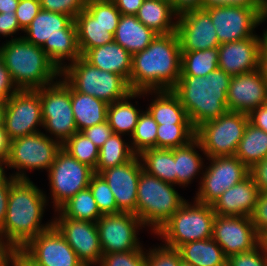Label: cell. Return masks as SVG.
<instances>
[{"mask_svg": "<svg viewBox=\"0 0 267 266\" xmlns=\"http://www.w3.org/2000/svg\"><path fill=\"white\" fill-rule=\"evenodd\" d=\"M19 251L36 266H84L54 225L30 239Z\"/></svg>", "mask_w": 267, "mask_h": 266, "instance_id": "cell-16", "label": "cell"}, {"mask_svg": "<svg viewBox=\"0 0 267 266\" xmlns=\"http://www.w3.org/2000/svg\"><path fill=\"white\" fill-rule=\"evenodd\" d=\"M176 33L181 51L206 50L220 45L210 14L202 8L179 15Z\"/></svg>", "mask_w": 267, "mask_h": 266, "instance_id": "cell-21", "label": "cell"}, {"mask_svg": "<svg viewBox=\"0 0 267 266\" xmlns=\"http://www.w3.org/2000/svg\"><path fill=\"white\" fill-rule=\"evenodd\" d=\"M16 251L17 250L0 234V266H9L10 259Z\"/></svg>", "mask_w": 267, "mask_h": 266, "instance_id": "cell-59", "label": "cell"}, {"mask_svg": "<svg viewBox=\"0 0 267 266\" xmlns=\"http://www.w3.org/2000/svg\"><path fill=\"white\" fill-rule=\"evenodd\" d=\"M87 0H40L41 9L62 13L73 19L85 9Z\"/></svg>", "mask_w": 267, "mask_h": 266, "instance_id": "cell-46", "label": "cell"}, {"mask_svg": "<svg viewBox=\"0 0 267 266\" xmlns=\"http://www.w3.org/2000/svg\"><path fill=\"white\" fill-rule=\"evenodd\" d=\"M142 169V162L139 156L135 155L130 161L99 173L113 192L117 213L136 215L137 188Z\"/></svg>", "mask_w": 267, "mask_h": 266, "instance_id": "cell-20", "label": "cell"}, {"mask_svg": "<svg viewBox=\"0 0 267 266\" xmlns=\"http://www.w3.org/2000/svg\"><path fill=\"white\" fill-rule=\"evenodd\" d=\"M221 6L267 9V0H203L202 2V9H211Z\"/></svg>", "mask_w": 267, "mask_h": 266, "instance_id": "cell-50", "label": "cell"}, {"mask_svg": "<svg viewBox=\"0 0 267 266\" xmlns=\"http://www.w3.org/2000/svg\"><path fill=\"white\" fill-rule=\"evenodd\" d=\"M267 104V82L260 70L231 77L227 93V109L250 114Z\"/></svg>", "mask_w": 267, "mask_h": 266, "instance_id": "cell-22", "label": "cell"}, {"mask_svg": "<svg viewBox=\"0 0 267 266\" xmlns=\"http://www.w3.org/2000/svg\"><path fill=\"white\" fill-rule=\"evenodd\" d=\"M99 266H146V251L138 250L103 254Z\"/></svg>", "mask_w": 267, "mask_h": 266, "instance_id": "cell-44", "label": "cell"}, {"mask_svg": "<svg viewBox=\"0 0 267 266\" xmlns=\"http://www.w3.org/2000/svg\"><path fill=\"white\" fill-rule=\"evenodd\" d=\"M121 14L136 15L144 0H112Z\"/></svg>", "mask_w": 267, "mask_h": 266, "instance_id": "cell-58", "label": "cell"}, {"mask_svg": "<svg viewBox=\"0 0 267 266\" xmlns=\"http://www.w3.org/2000/svg\"><path fill=\"white\" fill-rule=\"evenodd\" d=\"M157 35L139 21L136 15L121 14L113 36L117 44L133 55L149 46Z\"/></svg>", "mask_w": 267, "mask_h": 266, "instance_id": "cell-27", "label": "cell"}, {"mask_svg": "<svg viewBox=\"0 0 267 266\" xmlns=\"http://www.w3.org/2000/svg\"><path fill=\"white\" fill-rule=\"evenodd\" d=\"M261 250V251H260ZM228 266H267V256L259 245L248 252L231 255L227 258Z\"/></svg>", "mask_w": 267, "mask_h": 266, "instance_id": "cell-47", "label": "cell"}, {"mask_svg": "<svg viewBox=\"0 0 267 266\" xmlns=\"http://www.w3.org/2000/svg\"><path fill=\"white\" fill-rule=\"evenodd\" d=\"M24 32L22 37L40 46L60 71L64 60L72 63L82 56L75 21L68 15L41 9Z\"/></svg>", "mask_w": 267, "mask_h": 266, "instance_id": "cell-4", "label": "cell"}, {"mask_svg": "<svg viewBox=\"0 0 267 266\" xmlns=\"http://www.w3.org/2000/svg\"><path fill=\"white\" fill-rule=\"evenodd\" d=\"M259 194L255 182L249 175L222 193L211 206L216 215L251 216Z\"/></svg>", "mask_w": 267, "mask_h": 266, "instance_id": "cell-24", "label": "cell"}, {"mask_svg": "<svg viewBox=\"0 0 267 266\" xmlns=\"http://www.w3.org/2000/svg\"><path fill=\"white\" fill-rule=\"evenodd\" d=\"M62 149L80 163L96 169L99 157V148L83 133L76 132L63 145Z\"/></svg>", "mask_w": 267, "mask_h": 266, "instance_id": "cell-41", "label": "cell"}, {"mask_svg": "<svg viewBox=\"0 0 267 266\" xmlns=\"http://www.w3.org/2000/svg\"><path fill=\"white\" fill-rule=\"evenodd\" d=\"M195 133L192 124L158 125L156 148L174 149L186 145L195 138Z\"/></svg>", "mask_w": 267, "mask_h": 266, "instance_id": "cell-39", "label": "cell"}, {"mask_svg": "<svg viewBox=\"0 0 267 266\" xmlns=\"http://www.w3.org/2000/svg\"><path fill=\"white\" fill-rule=\"evenodd\" d=\"M5 43L0 46V56L19 90H36L61 77V71L40 46L22 36Z\"/></svg>", "mask_w": 267, "mask_h": 266, "instance_id": "cell-5", "label": "cell"}, {"mask_svg": "<svg viewBox=\"0 0 267 266\" xmlns=\"http://www.w3.org/2000/svg\"><path fill=\"white\" fill-rule=\"evenodd\" d=\"M173 10L179 16L191 10L202 8L203 0H169Z\"/></svg>", "mask_w": 267, "mask_h": 266, "instance_id": "cell-56", "label": "cell"}, {"mask_svg": "<svg viewBox=\"0 0 267 266\" xmlns=\"http://www.w3.org/2000/svg\"><path fill=\"white\" fill-rule=\"evenodd\" d=\"M249 122L248 114L227 111L196 128L195 137L206 158L233 156Z\"/></svg>", "mask_w": 267, "mask_h": 266, "instance_id": "cell-10", "label": "cell"}, {"mask_svg": "<svg viewBox=\"0 0 267 266\" xmlns=\"http://www.w3.org/2000/svg\"><path fill=\"white\" fill-rule=\"evenodd\" d=\"M248 116L251 124L267 132V104L258 107Z\"/></svg>", "mask_w": 267, "mask_h": 266, "instance_id": "cell-57", "label": "cell"}, {"mask_svg": "<svg viewBox=\"0 0 267 266\" xmlns=\"http://www.w3.org/2000/svg\"><path fill=\"white\" fill-rule=\"evenodd\" d=\"M89 188L102 215L117 213L113 192L100 174L94 173L92 175Z\"/></svg>", "mask_w": 267, "mask_h": 266, "instance_id": "cell-42", "label": "cell"}, {"mask_svg": "<svg viewBox=\"0 0 267 266\" xmlns=\"http://www.w3.org/2000/svg\"><path fill=\"white\" fill-rule=\"evenodd\" d=\"M55 218H71L97 222L102 216L89 187L80 190L57 210Z\"/></svg>", "mask_w": 267, "mask_h": 266, "instance_id": "cell-36", "label": "cell"}, {"mask_svg": "<svg viewBox=\"0 0 267 266\" xmlns=\"http://www.w3.org/2000/svg\"><path fill=\"white\" fill-rule=\"evenodd\" d=\"M122 135L113 133L99 149V157L94 173L122 165L130 161L136 154L132 151L130 142H125Z\"/></svg>", "mask_w": 267, "mask_h": 266, "instance_id": "cell-37", "label": "cell"}, {"mask_svg": "<svg viewBox=\"0 0 267 266\" xmlns=\"http://www.w3.org/2000/svg\"><path fill=\"white\" fill-rule=\"evenodd\" d=\"M181 52L180 76H206L218 68V47Z\"/></svg>", "mask_w": 267, "mask_h": 266, "instance_id": "cell-38", "label": "cell"}, {"mask_svg": "<svg viewBox=\"0 0 267 266\" xmlns=\"http://www.w3.org/2000/svg\"><path fill=\"white\" fill-rule=\"evenodd\" d=\"M205 10L210 14L220 44L258 36L254 29L267 19V9L221 6Z\"/></svg>", "mask_w": 267, "mask_h": 266, "instance_id": "cell-14", "label": "cell"}, {"mask_svg": "<svg viewBox=\"0 0 267 266\" xmlns=\"http://www.w3.org/2000/svg\"><path fill=\"white\" fill-rule=\"evenodd\" d=\"M6 106H7V101L0 100V127H4Z\"/></svg>", "mask_w": 267, "mask_h": 266, "instance_id": "cell-64", "label": "cell"}, {"mask_svg": "<svg viewBox=\"0 0 267 266\" xmlns=\"http://www.w3.org/2000/svg\"><path fill=\"white\" fill-rule=\"evenodd\" d=\"M215 212L211 205L186 201L155 233L166 247L178 249L189 242L212 238Z\"/></svg>", "mask_w": 267, "mask_h": 266, "instance_id": "cell-8", "label": "cell"}, {"mask_svg": "<svg viewBox=\"0 0 267 266\" xmlns=\"http://www.w3.org/2000/svg\"><path fill=\"white\" fill-rule=\"evenodd\" d=\"M5 173L4 169L2 166H0V177Z\"/></svg>", "mask_w": 267, "mask_h": 266, "instance_id": "cell-67", "label": "cell"}, {"mask_svg": "<svg viewBox=\"0 0 267 266\" xmlns=\"http://www.w3.org/2000/svg\"><path fill=\"white\" fill-rule=\"evenodd\" d=\"M146 252V266H180L181 255L177 249L158 246Z\"/></svg>", "mask_w": 267, "mask_h": 266, "instance_id": "cell-45", "label": "cell"}, {"mask_svg": "<svg viewBox=\"0 0 267 266\" xmlns=\"http://www.w3.org/2000/svg\"><path fill=\"white\" fill-rule=\"evenodd\" d=\"M259 245L262 247L264 254L267 256V232L260 236Z\"/></svg>", "mask_w": 267, "mask_h": 266, "instance_id": "cell-65", "label": "cell"}, {"mask_svg": "<svg viewBox=\"0 0 267 266\" xmlns=\"http://www.w3.org/2000/svg\"><path fill=\"white\" fill-rule=\"evenodd\" d=\"M157 128L158 124L150 113L142 111L130 141L131 149L136 155L146 149L156 148Z\"/></svg>", "mask_w": 267, "mask_h": 266, "instance_id": "cell-40", "label": "cell"}, {"mask_svg": "<svg viewBox=\"0 0 267 266\" xmlns=\"http://www.w3.org/2000/svg\"><path fill=\"white\" fill-rule=\"evenodd\" d=\"M18 90L0 56V100L8 101Z\"/></svg>", "mask_w": 267, "mask_h": 266, "instance_id": "cell-52", "label": "cell"}, {"mask_svg": "<svg viewBox=\"0 0 267 266\" xmlns=\"http://www.w3.org/2000/svg\"><path fill=\"white\" fill-rule=\"evenodd\" d=\"M85 8L100 23L118 25L121 13L112 0H87Z\"/></svg>", "mask_w": 267, "mask_h": 266, "instance_id": "cell-43", "label": "cell"}, {"mask_svg": "<svg viewBox=\"0 0 267 266\" xmlns=\"http://www.w3.org/2000/svg\"><path fill=\"white\" fill-rule=\"evenodd\" d=\"M11 264V265H10ZM9 266H36L28 258H26L19 250L11 257Z\"/></svg>", "mask_w": 267, "mask_h": 266, "instance_id": "cell-62", "label": "cell"}, {"mask_svg": "<svg viewBox=\"0 0 267 266\" xmlns=\"http://www.w3.org/2000/svg\"><path fill=\"white\" fill-rule=\"evenodd\" d=\"M47 172L55 211L80 190L89 187L94 174L91 167L80 163L63 149L57 153L55 161Z\"/></svg>", "mask_w": 267, "mask_h": 266, "instance_id": "cell-12", "label": "cell"}, {"mask_svg": "<svg viewBox=\"0 0 267 266\" xmlns=\"http://www.w3.org/2000/svg\"><path fill=\"white\" fill-rule=\"evenodd\" d=\"M177 17L169 0H144L136 14L139 21L158 35L176 32Z\"/></svg>", "mask_w": 267, "mask_h": 266, "instance_id": "cell-29", "label": "cell"}, {"mask_svg": "<svg viewBox=\"0 0 267 266\" xmlns=\"http://www.w3.org/2000/svg\"><path fill=\"white\" fill-rule=\"evenodd\" d=\"M82 57L91 65L121 75L129 82L132 55L115 41L87 50Z\"/></svg>", "mask_w": 267, "mask_h": 266, "instance_id": "cell-25", "label": "cell"}, {"mask_svg": "<svg viewBox=\"0 0 267 266\" xmlns=\"http://www.w3.org/2000/svg\"><path fill=\"white\" fill-rule=\"evenodd\" d=\"M175 184L164 182L145 172L139 176L137 188L136 216L154 234L187 201L174 189Z\"/></svg>", "mask_w": 267, "mask_h": 266, "instance_id": "cell-6", "label": "cell"}, {"mask_svg": "<svg viewBox=\"0 0 267 266\" xmlns=\"http://www.w3.org/2000/svg\"><path fill=\"white\" fill-rule=\"evenodd\" d=\"M19 30L24 31L18 23L15 12L0 13V34L8 37L17 33Z\"/></svg>", "mask_w": 267, "mask_h": 266, "instance_id": "cell-54", "label": "cell"}, {"mask_svg": "<svg viewBox=\"0 0 267 266\" xmlns=\"http://www.w3.org/2000/svg\"><path fill=\"white\" fill-rule=\"evenodd\" d=\"M249 175L252 177L260 193L267 191V157L254 164L249 169Z\"/></svg>", "mask_w": 267, "mask_h": 266, "instance_id": "cell-53", "label": "cell"}, {"mask_svg": "<svg viewBox=\"0 0 267 266\" xmlns=\"http://www.w3.org/2000/svg\"><path fill=\"white\" fill-rule=\"evenodd\" d=\"M265 30L260 44L259 70L267 82V29Z\"/></svg>", "mask_w": 267, "mask_h": 266, "instance_id": "cell-61", "label": "cell"}, {"mask_svg": "<svg viewBox=\"0 0 267 266\" xmlns=\"http://www.w3.org/2000/svg\"><path fill=\"white\" fill-rule=\"evenodd\" d=\"M87 138H89L99 149L105 141L114 133L109 126L108 121L85 128L81 131Z\"/></svg>", "mask_w": 267, "mask_h": 266, "instance_id": "cell-51", "label": "cell"}, {"mask_svg": "<svg viewBox=\"0 0 267 266\" xmlns=\"http://www.w3.org/2000/svg\"><path fill=\"white\" fill-rule=\"evenodd\" d=\"M212 238L223 249L227 258L255 249L260 240L251 216L216 215Z\"/></svg>", "mask_w": 267, "mask_h": 266, "instance_id": "cell-18", "label": "cell"}, {"mask_svg": "<svg viewBox=\"0 0 267 266\" xmlns=\"http://www.w3.org/2000/svg\"><path fill=\"white\" fill-rule=\"evenodd\" d=\"M180 266H193V265H191V264H188V263H186V262H183V261H181V263H180Z\"/></svg>", "mask_w": 267, "mask_h": 266, "instance_id": "cell-66", "label": "cell"}, {"mask_svg": "<svg viewBox=\"0 0 267 266\" xmlns=\"http://www.w3.org/2000/svg\"><path fill=\"white\" fill-rule=\"evenodd\" d=\"M9 153L10 140L5 131V127H0V166H5L9 158Z\"/></svg>", "mask_w": 267, "mask_h": 266, "instance_id": "cell-60", "label": "cell"}, {"mask_svg": "<svg viewBox=\"0 0 267 266\" xmlns=\"http://www.w3.org/2000/svg\"><path fill=\"white\" fill-rule=\"evenodd\" d=\"M249 169L267 157V132L248 122L234 154Z\"/></svg>", "mask_w": 267, "mask_h": 266, "instance_id": "cell-34", "label": "cell"}, {"mask_svg": "<svg viewBox=\"0 0 267 266\" xmlns=\"http://www.w3.org/2000/svg\"><path fill=\"white\" fill-rule=\"evenodd\" d=\"M46 203V194L30 179L11 176L7 212L0 234L16 250L53 225V221L41 224Z\"/></svg>", "mask_w": 267, "mask_h": 266, "instance_id": "cell-2", "label": "cell"}, {"mask_svg": "<svg viewBox=\"0 0 267 266\" xmlns=\"http://www.w3.org/2000/svg\"><path fill=\"white\" fill-rule=\"evenodd\" d=\"M52 221L84 266L100 263L103 253L96 222L71 218H54Z\"/></svg>", "mask_w": 267, "mask_h": 266, "instance_id": "cell-19", "label": "cell"}, {"mask_svg": "<svg viewBox=\"0 0 267 266\" xmlns=\"http://www.w3.org/2000/svg\"><path fill=\"white\" fill-rule=\"evenodd\" d=\"M210 164L200 177L195 200L211 205L227 189L249 176V168L235 155L207 158Z\"/></svg>", "mask_w": 267, "mask_h": 266, "instance_id": "cell-13", "label": "cell"}, {"mask_svg": "<svg viewBox=\"0 0 267 266\" xmlns=\"http://www.w3.org/2000/svg\"><path fill=\"white\" fill-rule=\"evenodd\" d=\"M43 126L39 89L18 90L8 101L4 127L10 141L39 132Z\"/></svg>", "mask_w": 267, "mask_h": 266, "instance_id": "cell-17", "label": "cell"}, {"mask_svg": "<svg viewBox=\"0 0 267 266\" xmlns=\"http://www.w3.org/2000/svg\"><path fill=\"white\" fill-rule=\"evenodd\" d=\"M231 77L219 68L206 76H180L172 91L178 96L195 129L228 111L227 93Z\"/></svg>", "mask_w": 267, "mask_h": 266, "instance_id": "cell-3", "label": "cell"}, {"mask_svg": "<svg viewBox=\"0 0 267 266\" xmlns=\"http://www.w3.org/2000/svg\"><path fill=\"white\" fill-rule=\"evenodd\" d=\"M262 37L252 36L218 47V68L231 76L259 69L260 44Z\"/></svg>", "mask_w": 267, "mask_h": 266, "instance_id": "cell-23", "label": "cell"}, {"mask_svg": "<svg viewBox=\"0 0 267 266\" xmlns=\"http://www.w3.org/2000/svg\"><path fill=\"white\" fill-rule=\"evenodd\" d=\"M195 148L202 152L201 144L196 137L186 145L174 148L176 184L179 187L187 186L201 170L203 172V158Z\"/></svg>", "mask_w": 267, "mask_h": 266, "instance_id": "cell-32", "label": "cell"}, {"mask_svg": "<svg viewBox=\"0 0 267 266\" xmlns=\"http://www.w3.org/2000/svg\"><path fill=\"white\" fill-rule=\"evenodd\" d=\"M251 220L259 237L267 232V191L259 194Z\"/></svg>", "mask_w": 267, "mask_h": 266, "instance_id": "cell-49", "label": "cell"}, {"mask_svg": "<svg viewBox=\"0 0 267 266\" xmlns=\"http://www.w3.org/2000/svg\"><path fill=\"white\" fill-rule=\"evenodd\" d=\"M181 260L193 266H226L227 257L213 238L197 240L177 249Z\"/></svg>", "mask_w": 267, "mask_h": 266, "instance_id": "cell-31", "label": "cell"}, {"mask_svg": "<svg viewBox=\"0 0 267 266\" xmlns=\"http://www.w3.org/2000/svg\"><path fill=\"white\" fill-rule=\"evenodd\" d=\"M138 156L145 172L176 185L174 149L149 148Z\"/></svg>", "mask_w": 267, "mask_h": 266, "instance_id": "cell-35", "label": "cell"}, {"mask_svg": "<svg viewBox=\"0 0 267 266\" xmlns=\"http://www.w3.org/2000/svg\"><path fill=\"white\" fill-rule=\"evenodd\" d=\"M181 49L176 32L157 35L144 50L132 55V92L172 90L181 75Z\"/></svg>", "mask_w": 267, "mask_h": 266, "instance_id": "cell-1", "label": "cell"}, {"mask_svg": "<svg viewBox=\"0 0 267 266\" xmlns=\"http://www.w3.org/2000/svg\"><path fill=\"white\" fill-rule=\"evenodd\" d=\"M71 104L78 132L107 121L109 104L71 87Z\"/></svg>", "mask_w": 267, "mask_h": 266, "instance_id": "cell-30", "label": "cell"}, {"mask_svg": "<svg viewBox=\"0 0 267 266\" xmlns=\"http://www.w3.org/2000/svg\"><path fill=\"white\" fill-rule=\"evenodd\" d=\"M60 79L39 88V95L43 128L63 145L78 130L71 104V86Z\"/></svg>", "mask_w": 267, "mask_h": 266, "instance_id": "cell-9", "label": "cell"}, {"mask_svg": "<svg viewBox=\"0 0 267 266\" xmlns=\"http://www.w3.org/2000/svg\"><path fill=\"white\" fill-rule=\"evenodd\" d=\"M61 149L59 142L41 131L16 138L10 141L9 158L3 169H17L15 174L10 175L15 179H30L25 170L48 171Z\"/></svg>", "mask_w": 267, "mask_h": 266, "instance_id": "cell-11", "label": "cell"}, {"mask_svg": "<svg viewBox=\"0 0 267 266\" xmlns=\"http://www.w3.org/2000/svg\"><path fill=\"white\" fill-rule=\"evenodd\" d=\"M142 92H132L125 99L109 104L107 121L113 132L119 135H133L139 116L142 113L130 101L141 96Z\"/></svg>", "mask_w": 267, "mask_h": 266, "instance_id": "cell-33", "label": "cell"}, {"mask_svg": "<svg viewBox=\"0 0 267 266\" xmlns=\"http://www.w3.org/2000/svg\"><path fill=\"white\" fill-rule=\"evenodd\" d=\"M96 223L103 254L138 250L141 247L137 234L144 226L135 214H104Z\"/></svg>", "mask_w": 267, "mask_h": 266, "instance_id": "cell-15", "label": "cell"}, {"mask_svg": "<svg viewBox=\"0 0 267 266\" xmlns=\"http://www.w3.org/2000/svg\"><path fill=\"white\" fill-rule=\"evenodd\" d=\"M148 93L156 95L147 111L158 125L192 124L178 96L172 90L143 91L142 96Z\"/></svg>", "mask_w": 267, "mask_h": 266, "instance_id": "cell-28", "label": "cell"}, {"mask_svg": "<svg viewBox=\"0 0 267 266\" xmlns=\"http://www.w3.org/2000/svg\"><path fill=\"white\" fill-rule=\"evenodd\" d=\"M10 188L11 176L7 177L4 173L0 177V229L2 228L5 222Z\"/></svg>", "mask_w": 267, "mask_h": 266, "instance_id": "cell-55", "label": "cell"}, {"mask_svg": "<svg viewBox=\"0 0 267 266\" xmlns=\"http://www.w3.org/2000/svg\"><path fill=\"white\" fill-rule=\"evenodd\" d=\"M41 10L39 0H20L16 9V17L19 26L25 30Z\"/></svg>", "mask_w": 267, "mask_h": 266, "instance_id": "cell-48", "label": "cell"}, {"mask_svg": "<svg viewBox=\"0 0 267 266\" xmlns=\"http://www.w3.org/2000/svg\"><path fill=\"white\" fill-rule=\"evenodd\" d=\"M20 0H0V13L16 12Z\"/></svg>", "mask_w": 267, "mask_h": 266, "instance_id": "cell-63", "label": "cell"}, {"mask_svg": "<svg viewBox=\"0 0 267 266\" xmlns=\"http://www.w3.org/2000/svg\"><path fill=\"white\" fill-rule=\"evenodd\" d=\"M77 28L78 46L83 55L87 50L114 41L118 25H104L85 8L74 19Z\"/></svg>", "mask_w": 267, "mask_h": 266, "instance_id": "cell-26", "label": "cell"}, {"mask_svg": "<svg viewBox=\"0 0 267 266\" xmlns=\"http://www.w3.org/2000/svg\"><path fill=\"white\" fill-rule=\"evenodd\" d=\"M68 64L61 71V77L75 91L101 99L107 104L125 99L132 93L121 75L101 70L82 56Z\"/></svg>", "mask_w": 267, "mask_h": 266, "instance_id": "cell-7", "label": "cell"}]
</instances>
